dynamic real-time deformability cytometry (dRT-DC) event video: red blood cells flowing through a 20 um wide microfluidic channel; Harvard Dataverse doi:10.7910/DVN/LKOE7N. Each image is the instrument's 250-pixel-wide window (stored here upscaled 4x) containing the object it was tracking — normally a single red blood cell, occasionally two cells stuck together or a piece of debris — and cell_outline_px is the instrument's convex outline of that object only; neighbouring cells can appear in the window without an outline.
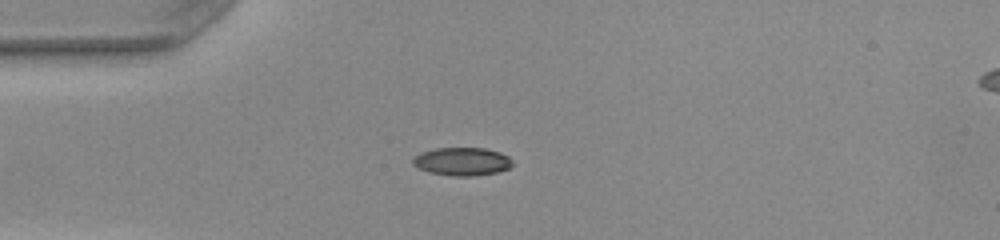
{"species": "common noctule bat (a hibernating species)", "species_latin": "Nyctalus noctula", "temperature_condition": "warm", "stored_images_in_passage": 38, "camera_frame_rate_fps": 3000, "um_per_image_px": 0.085, "animal": {"sex": "female", "body_mass_g": 22.0, "forearm_length_mm": 56.7}, "frame": {"image": 1, "passage_image": 1, "time_ms": 0.0, "image_size_px": [1000, 240], "cell_outline_px": [[512, 164], [508, 168], [496, 172], [472, 176], [452, 176], [428, 172], [412, 164], [412, 156], [420, 152], [436, 148], [484, 148], [500, 152], [508, 156], [512, 160]], "centroid_in_image_um": [39.24, 13.72], "position_along_channel_um": 45.8, "area_um2": 16.36}}
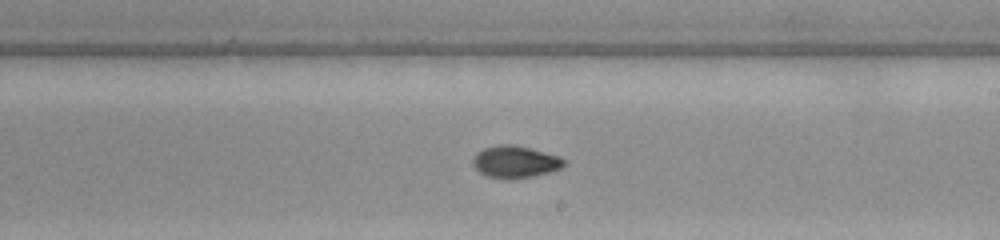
{"frame": {"image": 2, "passage_image": 17, "time_ms": 5.333, "image_size_px": [1000, 240], "cell_outline_px": [[564, 164], [560, 168], [552, 172], [512, 180], [508, 180], [488, 176], [480, 172], [472, 164], [472, 160], [484, 148], [504, 144], [512, 144], [560, 156], [564, 160]], "centroid_in_image_um": [43.81, 13.78], "position_along_channel_um": 245.2, "area_um2": 16.82}}
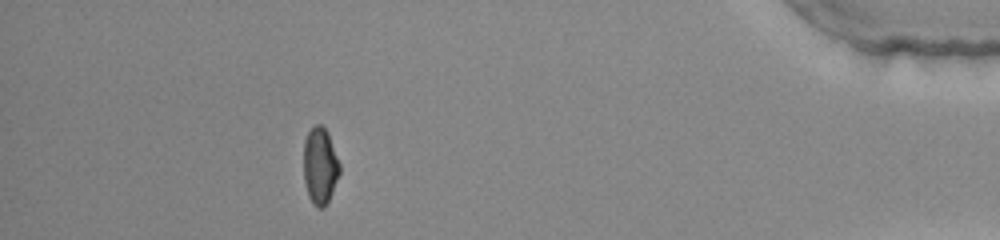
{"frame": {"image": 3, "passage_image": 33, "time_ms": 10.667, "image_size_px": [1000, 240], "cell_outline_px": [[340, 172], [332, 192], [324, 208], [316, 208], [312, 204], [308, 196], [304, 180], [304, 140], [308, 132], [316, 124], [320, 124], [328, 132], [340, 164]], "centroid_in_image_um": [27.2, 14.11], "position_along_channel_um": 408.0, "area_um2": 16.13}, "authors_computed_cell_mechanics": {"area_um2": 16.4152, "velocity_mm_per_s": 4.064, "shape_relaxation_time_tau1_ms": null, "shape_relaxation_time_tau2_ms": 1.2385, "deformation_change_tau1": null, "deformation_change_tau2": 0.0489}}